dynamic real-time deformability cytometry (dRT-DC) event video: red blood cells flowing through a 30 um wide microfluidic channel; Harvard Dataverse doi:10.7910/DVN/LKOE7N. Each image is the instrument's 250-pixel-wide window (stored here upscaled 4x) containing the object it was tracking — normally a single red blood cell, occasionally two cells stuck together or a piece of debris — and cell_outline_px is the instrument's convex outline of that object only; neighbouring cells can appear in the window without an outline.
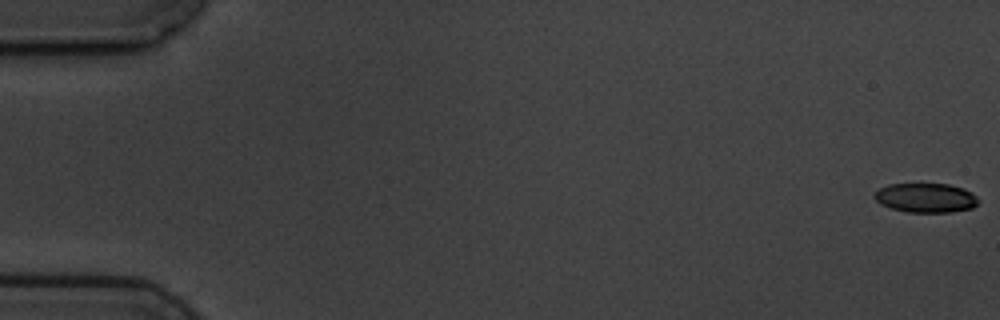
{"species": "common noctule bat (a hibernating species)", "species_latin": "Nyctalus noctula", "temperature_condition": "cold", "stored_images_in_passage": 8, "camera_frame_rate_fps": 3000, "um_per_image_px": 0.085, "animal": {"sex": "male", "body_mass_g": 19.5, "forearm_length_mm": 54.6}, "frame": {"image": 1, "passage_image": 1, "time_ms": 0.0, "image_size_px": [1000, 320], "cell_outline_px": [[976, 204], [972, 208], [952, 212], [908, 212], [892, 208], [880, 204], [872, 196], [880, 188], [888, 184], [948, 184], [964, 188], [972, 192], [976, 196]], "centroid_in_image_um": [78.68, 16.81], "position_along_channel_um": 6.3, "area_um2": 17.69}}
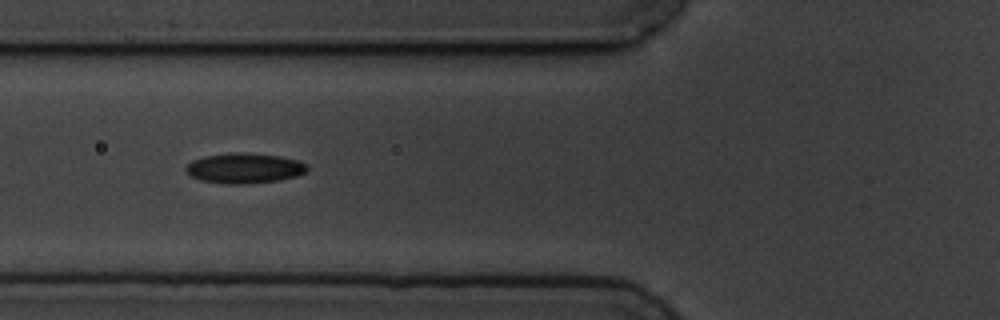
{"frame": {"image": 2, "passage_image": 6, "time_ms": 7.0, "image_size_px": [1000, 320], "cell_outline_px": [[308, 168], [304, 172], [296, 176], [280, 180], [244, 184], [228, 184], [200, 180], [192, 176], [184, 168], [192, 160], [204, 156], [236, 152], [244, 152], [280, 156], [296, 160], [308, 164]], "centroid_in_image_um": [20.78, 14.29], "position_along_channel_um": 105.0, "area_um2": 21.27}}
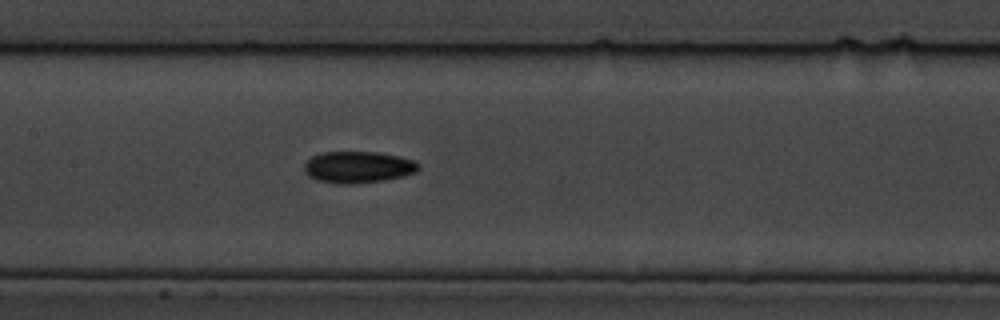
{"frame": {"image": 3, "passage_image": 8, "time_ms": 9.0, "image_size_px": [1000, 320], "cell_outline_px": [[420, 168], [416, 172], [384, 180], [352, 184], [340, 184], [316, 180], [308, 176], [304, 172], [304, 164], [312, 156], [324, 152], [376, 152], [416, 160], [420, 164]], "centroid_in_image_um": [30.42, 14.21], "position_along_channel_um": 177.0, "area_um2": 21.04}}